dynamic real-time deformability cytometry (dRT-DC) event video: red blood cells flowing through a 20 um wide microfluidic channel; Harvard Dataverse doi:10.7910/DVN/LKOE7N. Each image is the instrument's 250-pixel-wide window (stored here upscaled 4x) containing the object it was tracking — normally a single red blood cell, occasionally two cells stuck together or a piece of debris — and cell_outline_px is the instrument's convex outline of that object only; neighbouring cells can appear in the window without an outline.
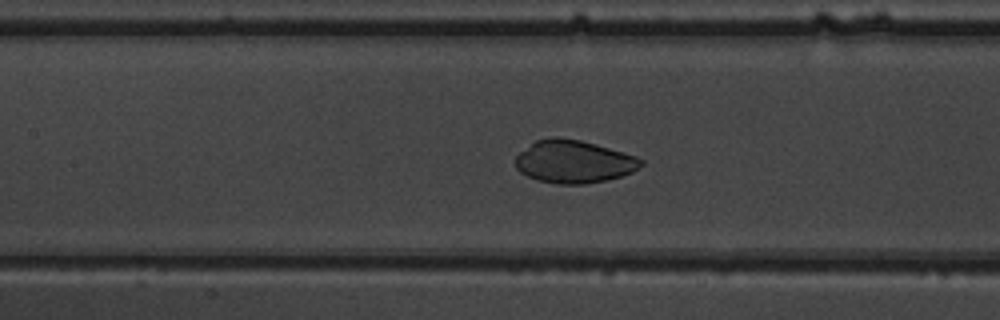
{"species": "common noctule bat (a hibernating species)", "species_latin": "Nyctalus noctula", "temperature_condition": "warm", "stored_images_in_passage": 43, "camera_frame_rate_fps": 3000, "um_per_image_px": 0.085, "animal": {"sex": "male", "body_mass_g": 19.5, "forearm_length_mm": 54.6}, "frame": {"image": 1, "passage_image": 25, "time_ms": 8.0, "image_size_px": [1000, 320], "cell_outline_px": [[644, 164], [632, 172], [620, 176], [604, 180], [584, 184], [560, 184], [536, 180], [520, 172], [516, 168], [516, 156], [520, 152], [536, 140], [556, 136], [580, 140], [596, 144], [636, 156], [644, 160]], "centroid_in_image_um": [48.77, 13.73], "position_along_channel_um": 158.6, "area_um2": 31.15}}
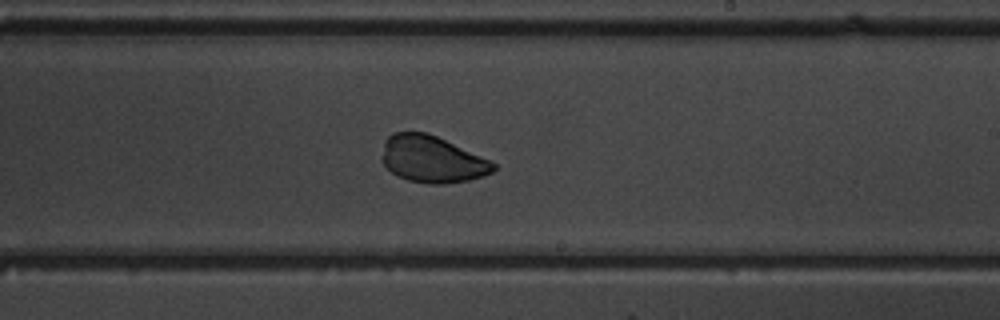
{"frame": {"image": 2, "passage_image": 32, "time_ms": 10.333, "image_size_px": [1000, 320], "cell_outline_px": [[496, 168], [492, 172], [484, 176], [468, 180], [444, 184], [428, 184], [408, 180], [396, 176], [384, 164], [384, 140], [392, 132], [428, 132], [488, 160], [496, 164]], "centroid_in_image_um": [36.72, 13.54], "position_along_channel_um": 252.3, "area_um2": 30.0}}
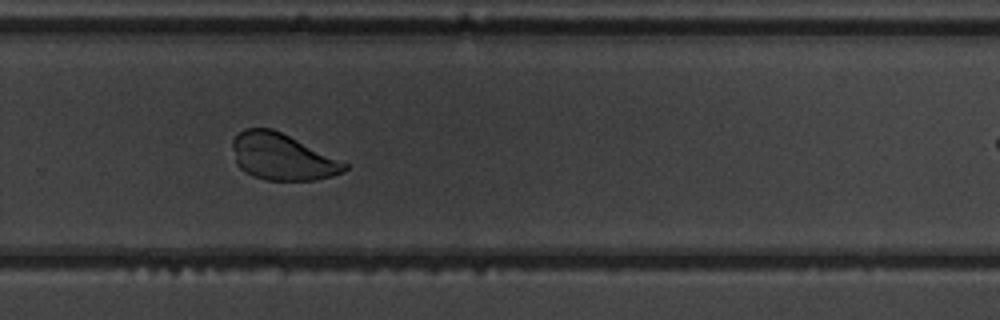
{"frame": {"image": 3, "passage_image": 36, "time_ms": 11.667, "image_size_px": [1000, 320], "cell_outline_px": [[348, 168], [344, 172], [332, 176], [316, 180], [264, 180], [252, 176], [244, 172], [236, 164], [232, 148], [232, 140], [244, 128], [272, 128], [348, 164]], "centroid_in_image_um": [23.95, 13.35], "position_along_channel_um": 305.9, "area_um2": 30.23}}